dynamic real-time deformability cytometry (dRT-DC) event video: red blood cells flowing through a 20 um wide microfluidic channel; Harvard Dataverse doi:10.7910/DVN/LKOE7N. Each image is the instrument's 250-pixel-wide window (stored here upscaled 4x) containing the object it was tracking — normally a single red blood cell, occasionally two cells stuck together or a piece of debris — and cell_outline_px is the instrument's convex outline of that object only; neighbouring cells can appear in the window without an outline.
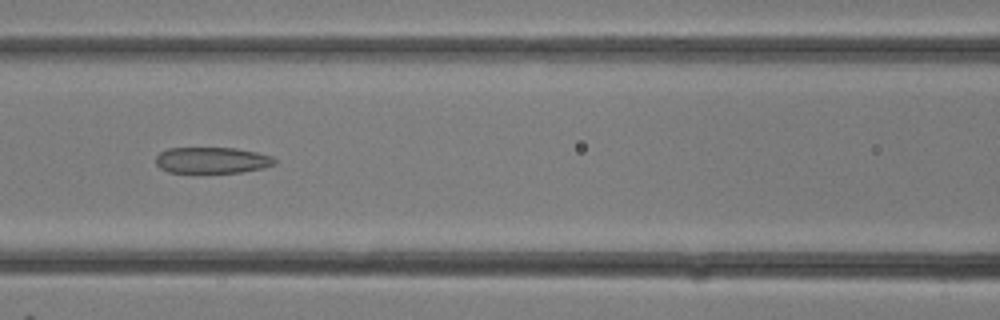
{"species": "common noctule bat (a hibernating species)", "species_latin": "Nyctalus noctula", "temperature_condition": "room temperature", "stored_images_in_passage": 20, "camera_frame_rate_fps": 3000, "um_per_image_px": 0.085, "animal": {"sex": "female"}, "frame": {"image": 1, "passage_image": 13, "time_ms": 4.0, "image_size_px": [1000, 320], "cell_outline_px": [[276, 164], [264, 168], [240, 172], [204, 176], [168, 172], [160, 168], [156, 164], [156, 156], [160, 152], [168, 148], [236, 148], [256, 152], [272, 156], [276, 160]], "centroid_in_image_um": [17.99, 13.67], "position_along_channel_um": 148.6, "area_um2": 19.13}}
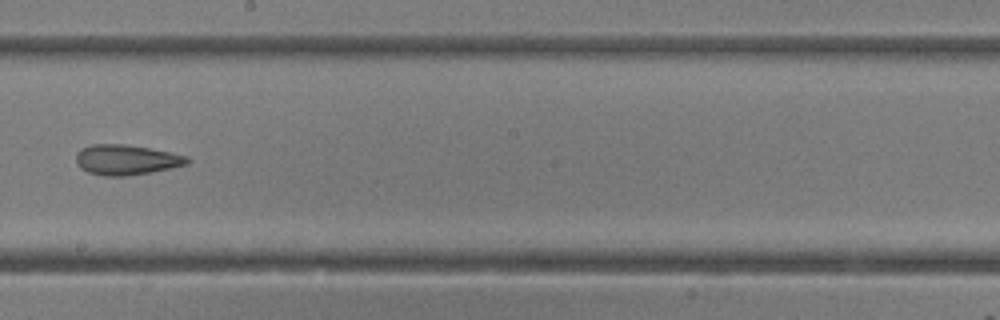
{"frame": {"image": 2, "passage_image": 17, "time_ms": 5.333, "image_size_px": [1000, 320], "cell_outline_px": [[192, 160], [188, 164], [152, 172], [124, 176], [104, 176], [88, 172], [80, 168], [76, 164], [76, 152], [80, 148], [92, 144], [124, 144], [148, 148], [188, 156]], "centroid_in_image_um": [10.71, 13.58], "position_along_channel_um": 237.5, "area_um2": 19.65}}
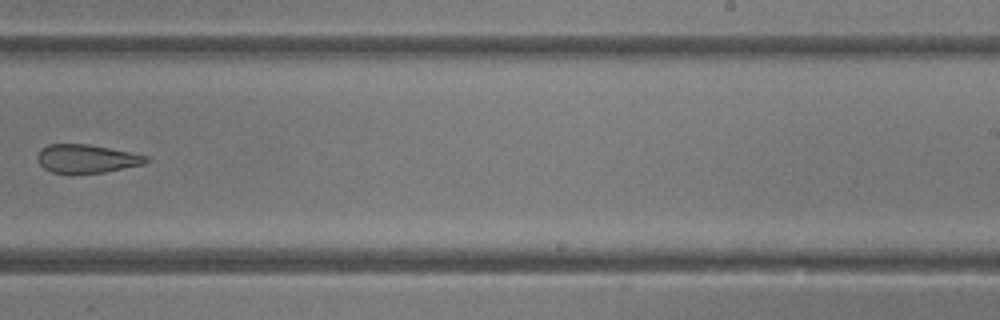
{"frame": {"image": 3, "passage_image": 19, "time_ms": 6.0, "image_size_px": [1000, 320], "cell_outline_px": [[148, 160], [144, 164], [104, 172], [72, 176], [52, 172], [44, 168], [40, 164], [36, 156], [40, 148], [48, 144], [88, 144], [132, 152], [148, 156]], "centroid_in_image_um": [7.32, 13.51], "position_along_channel_um": 281.7, "area_um2": 18.55}}